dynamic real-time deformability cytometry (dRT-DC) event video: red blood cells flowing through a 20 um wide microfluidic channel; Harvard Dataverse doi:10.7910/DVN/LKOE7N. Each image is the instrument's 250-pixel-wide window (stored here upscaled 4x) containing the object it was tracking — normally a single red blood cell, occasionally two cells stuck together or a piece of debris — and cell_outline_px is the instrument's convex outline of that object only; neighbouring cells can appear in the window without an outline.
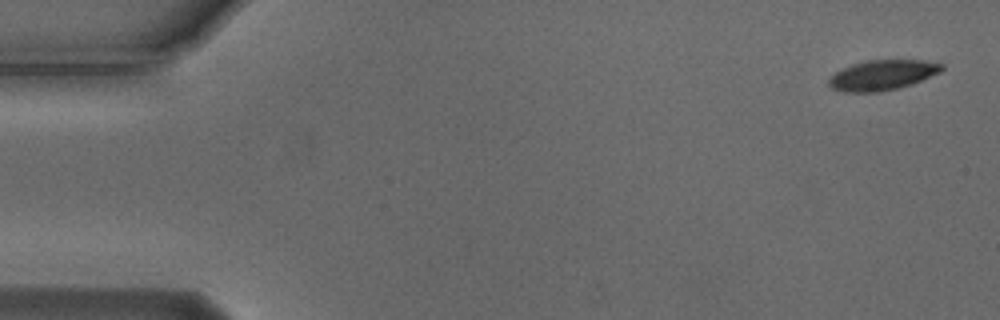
{"species": "Egyptian fruit bat (a non-hibernating species)", "species_latin": "Rousettus aegyptiacus", "temperature_condition": "cold", "stored_images_in_passage": 54, "camera_frame_rate_fps": 3000, "um_per_image_px": 0.085, "animal": {"sex": "male"}, "frame": {"image": 1, "passage_image": 1, "time_ms": 0.0, "image_size_px": [1000, 320], "cell_outline_px": [[944, 68], [940, 72], [912, 84], [896, 88], [876, 92], [844, 92], [832, 88], [828, 84], [828, 80], [836, 72], [852, 64], [864, 60], [924, 60], [944, 64]], "centroid_in_image_um": [75.01, 6.37], "position_along_channel_um": 10.0, "area_um2": 19.71}}
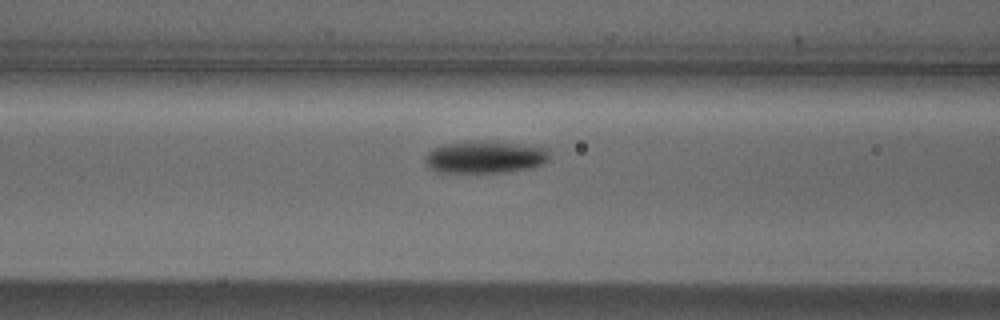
{"frame": {"image": 2, "passage_image": 21, "time_ms": 6.667, "image_size_px": [1000, 320], "cell_outline_px": [[548, 160], [544, 164], [532, 168], [504, 172], [436, 172], [428, 168], [424, 164], [424, 156], [432, 148], [444, 144], [468, 140], [496, 140], [548, 148]], "centroid_in_image_um": [41.2, 13.33], "position_along_channel_um": 125.4, "area_um2": 24.1}}
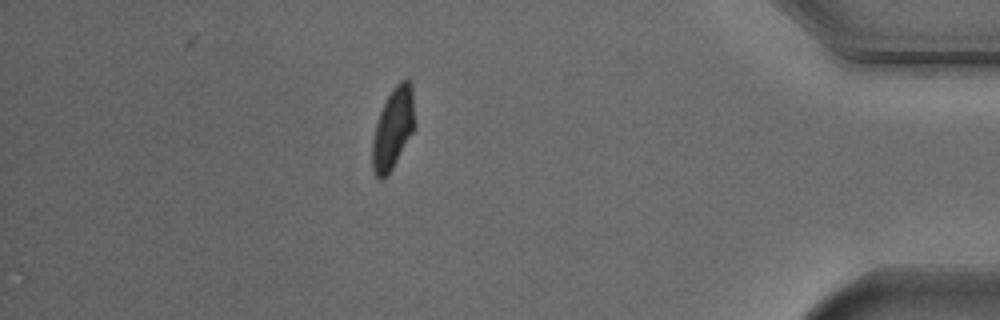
{"frame": {"image": 3, "passage_image": 47, "time_ms": 15.333, "image_size_px": [1000, 320], "cell_outline_px": [[416, 128], [392, 168], [380, 180], [376, 176], [372, 168], [372, 140], [376, 124], [380, 112], [392, 88], [400, 80], [408, 80], [412, 84], [416, 124]], "centroid_in_image_um": [33.44, 10.88], "position_along_channel_um": 401.8, "area_um2": 20.11}, "authors_computed_cell_mechanics": {"area_um2": 21.3571, "velocity_mm_per_s": 3.7115, "shape_relaxation_time_tau1_ms": 3.7842, "shape_relaxation_time_tau2_ms": null, "deformation_change_tau1": 0.1591, "deformation_change_tau2": null}}